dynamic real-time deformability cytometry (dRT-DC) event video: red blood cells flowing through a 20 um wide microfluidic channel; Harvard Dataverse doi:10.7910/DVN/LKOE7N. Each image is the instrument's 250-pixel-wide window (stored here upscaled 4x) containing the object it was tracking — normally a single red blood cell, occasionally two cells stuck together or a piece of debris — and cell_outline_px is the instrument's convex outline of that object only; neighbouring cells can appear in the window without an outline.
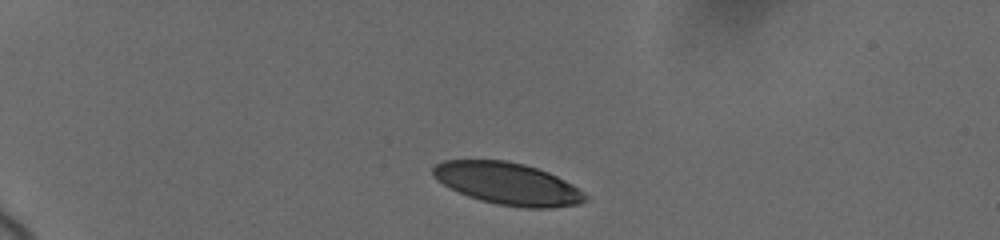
{"species": "human", "species_latin": "Homo sapiens", "temperature_condition": "cold", "stored_images_in_passage": 4, "camera_frame_rate_fps": 3000, "um_per_image_px": 0.085, "donor": {"sex": "female"}, "frame": {"image": 1, "passage_image": 1, "time_ms": 0.0, "image_size_px": [1000, 240], "cell_outline_px": [[588, 200], [580, 204], [552, 208], [524, 208], [496, 204], [480, 200], [468, 196], [444, 184], [432, 176], [432, 168], [436, 164], [444, 160], [508, 160], [524, 164], [548, 172], [572, 184], [584, 192], [588, 196]], "centroid_in_image_um": [43.18, 15.62], "position_along_channel_um": 41.8, "area_um2": 37.4}}
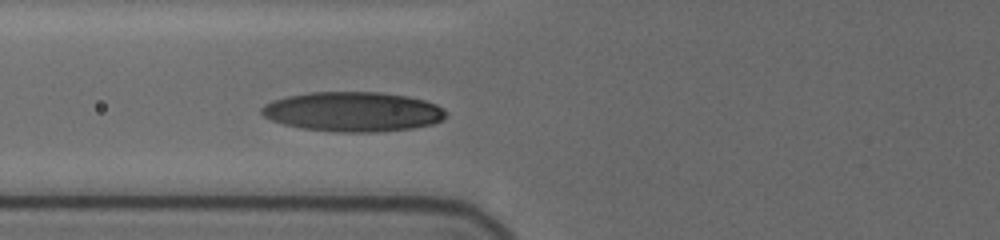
{"frame": {"image": 2, "passage_image": 4, "time_ms": 3.333, "image_size_px": [1000, 240], "cell_outline_px": [[448, 116], [444, 120], [432, 124], [412, 128], [376, 132], [340, 132], [300, 128], [284, 124], [272, 120], [264, 116], [260, 112], [260, 108], [264, 104], [272, 100], [288, 96], [308, 92], [380, 92], [408, 96], [424, 100], [436, 104]], "centroid_in_image_um": [29.98, 9.49], "position_along_channel_um": 95.8, "area_um2": 42.71}}